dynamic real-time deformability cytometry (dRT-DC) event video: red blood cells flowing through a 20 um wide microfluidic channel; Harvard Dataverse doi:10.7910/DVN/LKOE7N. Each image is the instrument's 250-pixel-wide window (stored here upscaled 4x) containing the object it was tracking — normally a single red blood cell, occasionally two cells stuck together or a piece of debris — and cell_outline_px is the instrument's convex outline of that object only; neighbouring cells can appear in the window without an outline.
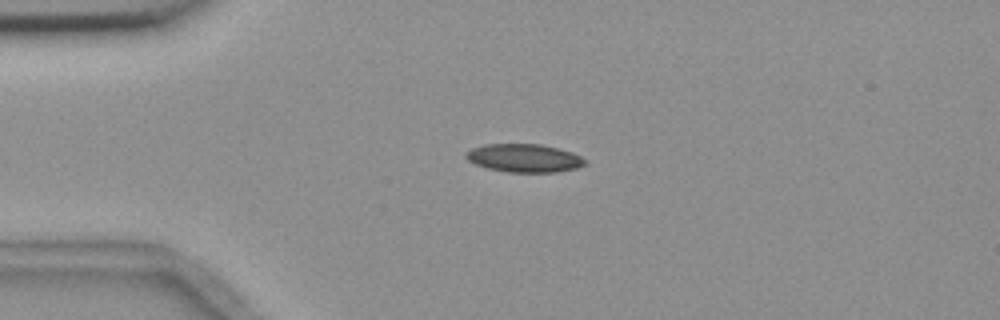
{"species": "common noctule bat (a hibernating species)", "species_latin": "Nyctalus noctula", "temperature_condition": "room temperature", "stored_images_in_passage": 2, "camera_frame_rate_fps": 3000, "um_per_image_px": 0.085, "animal": {"sex": "female", "body_mass_g": 18.4}, "frame": {"image": 1, "passage_image": 1, "time_ms": 0.0, "image_size_px": [1000, 320], "cell_outline_px": [[588, 164], [576, 168], [556, 172], [508, 172], [488, 168], [476, 164], [468, 160], [464, 156], [464, 152], [472, 148], [484, 144], [540, 144], [560, 148], [572, 152], [588, 160]], "centroid_in_image_um": [44.58, 13.43], "position_along_channel_um": 40.4, "area_um2": 19.77}}